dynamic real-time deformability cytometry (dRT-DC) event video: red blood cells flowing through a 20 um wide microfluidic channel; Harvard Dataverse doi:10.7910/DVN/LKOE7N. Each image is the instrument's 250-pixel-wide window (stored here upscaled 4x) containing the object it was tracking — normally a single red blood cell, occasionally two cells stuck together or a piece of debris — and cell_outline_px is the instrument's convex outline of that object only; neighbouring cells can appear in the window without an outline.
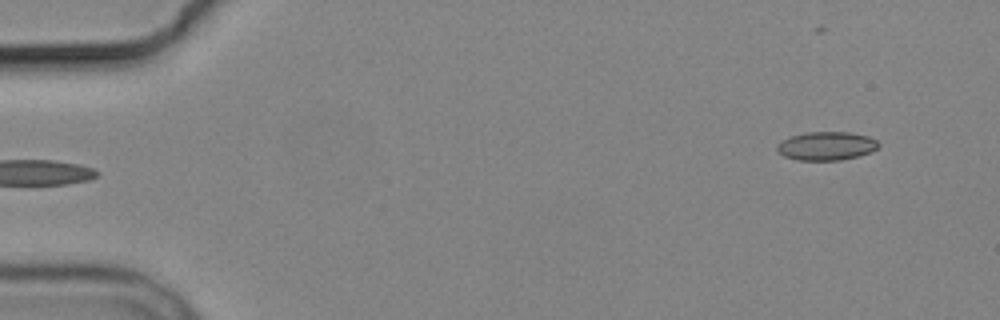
{"species": "common noctule bat (a hibernating species)", "species_latin": "Nyctalus noctula", "temperature_condition": "cold", "stored_images_in_passage": 4, "segment_of_instrument_passage": [2, 2], "camera_frame_rate_fps": 3000, "um_per_image_px": 0.085, "animal": {"sex": "male", "body_mass_g": 19.2, "forearm_length_mm": 51.8}, "frame": {"image": 1, "passage_image": 4, "time_ms": 3.667, "image_size_px": [1000, 320], "cell_outline_px": [[880, 144], [872, 152], [860, 156], [840, 160], [796, 160], [784, 156], [776, 148], [776, 144], [780, 140], [792, 136], [808, 132], [848, 132], [868, 136], [876, 140]], "centroid_in_image_um": [70.24, 12.41], "position_along_channel_um": 14.8, "area_um2": 16.94}}